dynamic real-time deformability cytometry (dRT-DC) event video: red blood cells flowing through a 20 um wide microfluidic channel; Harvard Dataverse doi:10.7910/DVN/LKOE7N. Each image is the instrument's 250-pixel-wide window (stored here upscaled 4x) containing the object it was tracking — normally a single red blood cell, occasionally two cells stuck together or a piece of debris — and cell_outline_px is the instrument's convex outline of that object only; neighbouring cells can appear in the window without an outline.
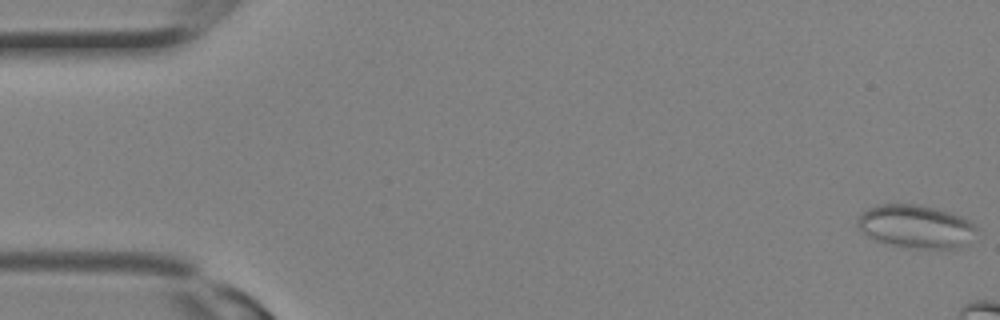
{"species": "Egyptian fruit bat (a non-hibernating species)", "species_latin": "Rousettus aegyptiacus", "temperature_condition": "room temperature", "stored_images_in_passage": 4, "camera_frame_rate_fps": 3000, "um_per_image_px": 0.085, "animal": {"sex": "female"}, "frame": {"image": 1, "passage_image": 1, "time_ms": 0.0, "image_size_px": [1000, 320], "cell_outline_px": [[976, 228], [968, 244], [960, 248], [916, 248], [892, 244], [876, 240], [868, 236], [856, 224], [856, 220], [860, 212], [868, 208], [880, 204], [916, 204], [948, 212], [960, 216], [968, 220]], "centroid_in_image_um": [77.81, 19.24], "position_along_channel_um": 7.2, "area_um2": 29.54}}